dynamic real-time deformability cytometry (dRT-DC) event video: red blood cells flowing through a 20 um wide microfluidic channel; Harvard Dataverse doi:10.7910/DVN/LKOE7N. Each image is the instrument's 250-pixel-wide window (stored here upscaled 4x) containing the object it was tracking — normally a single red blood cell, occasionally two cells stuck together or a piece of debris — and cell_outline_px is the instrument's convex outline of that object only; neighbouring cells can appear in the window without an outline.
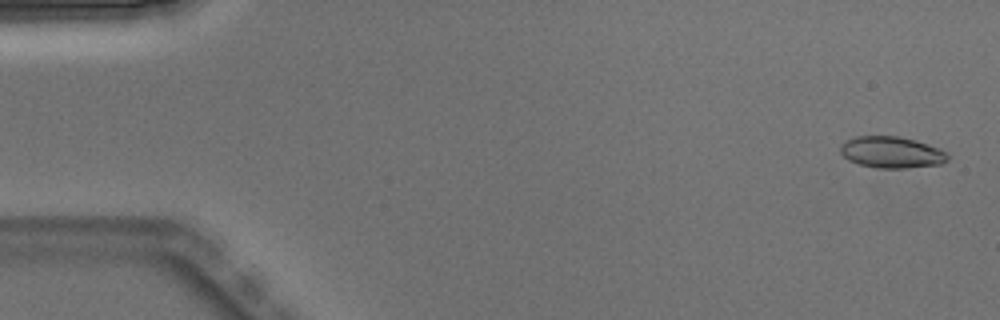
{"species": "Egyptian fruit bat (a non-hibernating species)", "species_latin": "Rousettus aegyptiacus", "temperature_condition": "warm", "stored_images_in_passage": 4, "camera_frame_rate_fps": 3000, "um_per_image_px": 0.085, "animal": {"sex": "male"}, "frame": {"image": 1, "passage_image": 1, "time_ms": 0.0, "image_size_px": [1000, 320], "cell_outline_px": [[948, 160], [940, 164], [908, 168], [876, 168], [860, 164], [848, 160], [840, 152], [840, 144], [856, 136], [896, 136], [916, 140], [940, 148], [948, 152]], "centroid_in_image_um": [75.8, 12.94], "position_along_channel_um": 9.2, "area_um2": 19.77}}
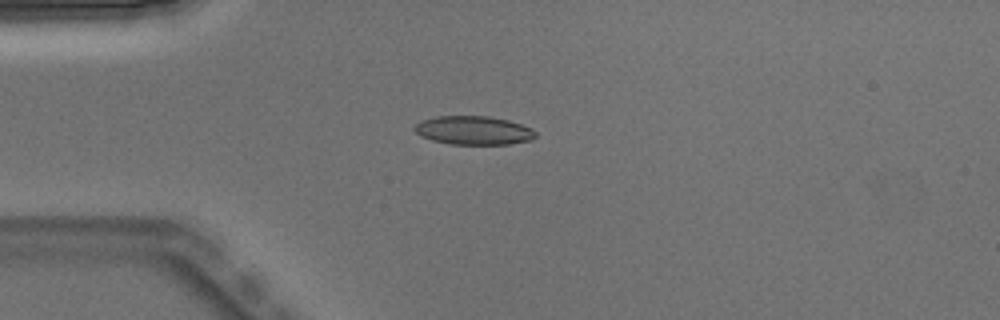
{"frame": {"image": 2, "passage_image": 4, "time_ms": 1.0, "image_size_px": [1000, 320], "cell_outline_px": [[536, 136], [532, 140], [508, 144], [448, 144], [432, 140], [420, 136], [412, 128], [420, 120], [436, 116], [488, 116], [508, 120], [532, 128], [536, 132]], "centroid_in_image_um": [40.23, 11.08], "position_along_channel_um": 44.8, "area_um2": 20.35}}